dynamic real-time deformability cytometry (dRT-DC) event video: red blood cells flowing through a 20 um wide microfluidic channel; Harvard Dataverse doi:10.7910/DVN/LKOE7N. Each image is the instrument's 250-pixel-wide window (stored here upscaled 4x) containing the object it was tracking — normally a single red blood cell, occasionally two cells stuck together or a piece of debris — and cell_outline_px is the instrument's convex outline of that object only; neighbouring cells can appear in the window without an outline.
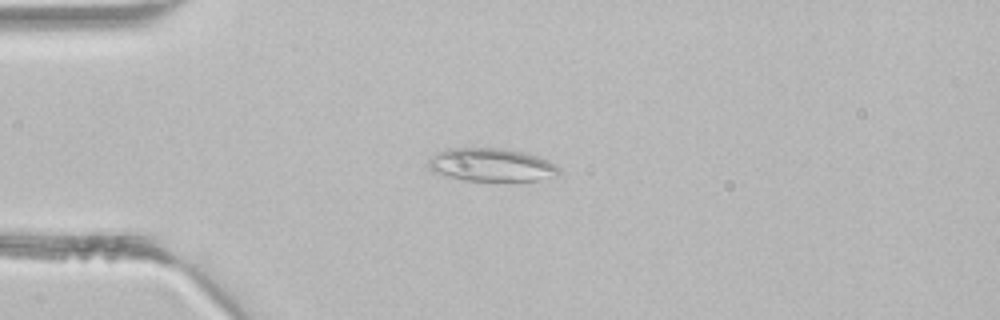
{"species": "common noctule bat (a hibernating species)", "species_latin": "Nyctalus noctula", "temperature_condition": "room temperature", "stored_images_in_passage": 39, "camera_frame_rate_fps": 3000, "um_per_image_px": 0.085, "animal": {"sex": "male", "body_mass_g": 21.5, "forearm_length_mm": 52.0}, "frame": {"image": 1, "passage_image": 6, "time_ms": 1.667, "image_size_px": [1000, 320], "cell_outline_px": [[560, 172], [536, 180], [464, 180], [432, 172], [428, 168], [428, 160], [432, 156], [448, 148], [504, 148], [528, 152], [556, 164], [560, 168]], "centroid_in_image_um": [41.74, 13.99], "position_along_channel_um": 43.3, "area_um2": 24.97}}
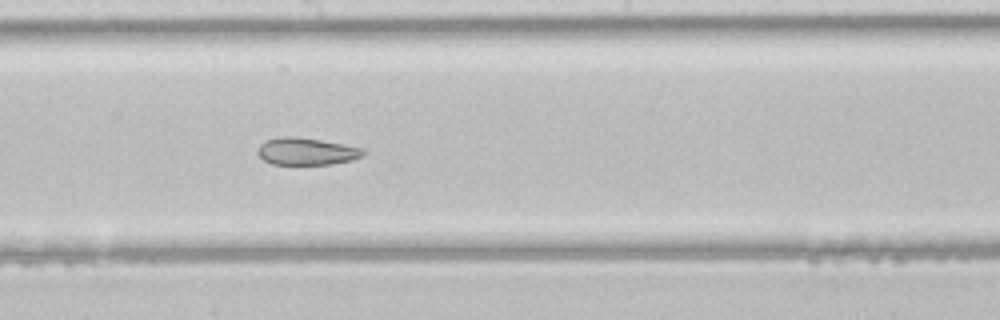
{"frame": {"image": 2, "passage_image": 19, "time_ms": 6.0, "image_size_px": [1000, 320], "cell_outline_px": [[364, 156], [352, 160], [332, 164], [272, 164], [264, 160], [256, 152], [260, 144], [264, 140], [280, 136], [296, 136], [320, 140], [364, 148]], "centroid_in_image_um": [26.03, 12.86], "position_along_channel_um": 222.2, "area_um2": 16.82}}
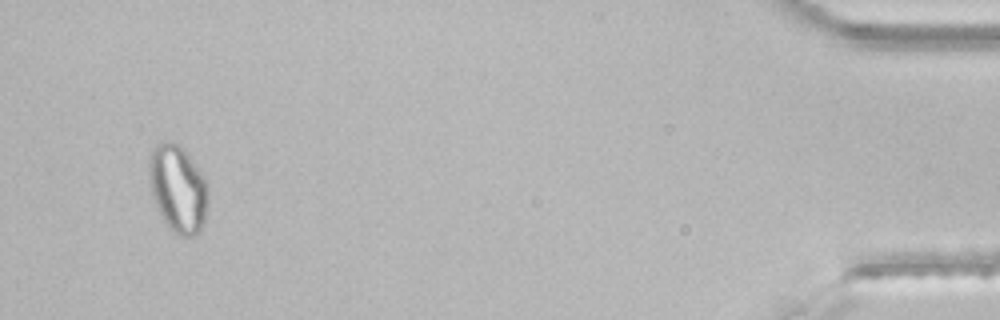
{"frame": {"image": 3, "passage_image": 37, "time_ms": 12.0, "image_size_px": [1000, 320], "cell_outline_px": [[208, 192], [204, 220], [200, 232], [192, 236], [176, 236], [168, 228], [152, 196], [148, 176], [148, 160], [156, 144], [160, 140], [168, 140], [180, 144], [184, 148], [204, 176], [208, 184]], "centroid_in_image_um": [15.11, 16.0], "position_along_channel_um": 420.1, "area_um2": 30.46}}